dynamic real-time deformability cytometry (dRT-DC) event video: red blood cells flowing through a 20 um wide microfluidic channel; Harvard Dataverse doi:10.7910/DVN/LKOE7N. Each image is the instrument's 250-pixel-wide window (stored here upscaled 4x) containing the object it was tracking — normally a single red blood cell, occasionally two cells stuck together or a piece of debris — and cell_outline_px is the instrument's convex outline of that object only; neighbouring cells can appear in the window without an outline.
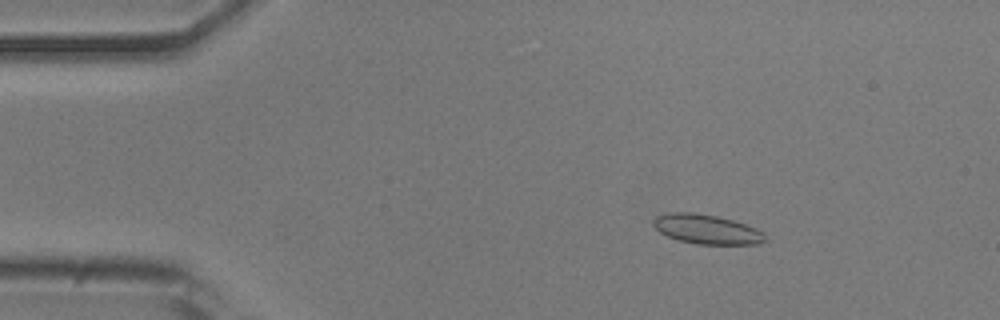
{"species": "common noctule bat (a hibernating species)", "species_latin": "Nyctalus noctula", "temperature_condition": "room temperature", "stored_images_in_passage": 3, "camera_frame_rate_fps": 3000, "um_per_image_px": 0.085, "animal": {"sex": "male", "body_mass_g": 20.5, "forearm_length_mm": 52.5}, "frame": {"image": 1, "passage_image": 1, "time_ms": 0.0, "image_size_px": [1000, 320], "cell_outline_px": [[764, 240], [760, 244], [696, 244], [680, 240], [668, 236], [660, 232], [652, 224], [652, 220], [656, 216], [672, 212], [692, 212], [716, 216], [732, 220], [756, 228], [764, 232]], "centroid_in_image_um": [60.05, 19.48], "position_along_channel_um": 25.0, "area_um2": 19.02}}